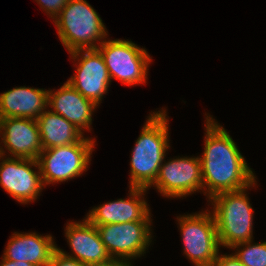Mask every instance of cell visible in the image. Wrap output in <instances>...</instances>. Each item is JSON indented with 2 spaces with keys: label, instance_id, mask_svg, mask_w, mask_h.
<instances>
[{
  "label": "cell",
  "instance_id": "cell-12",
  "mask_svg": "<svg viewBox=\"0 0 266 266\" xmlns=\"http://www.w3.org/2000/svg\"><path fill=\"white\" fill-rule=\"evenodd\" d=\"M4 146L16 158L38 159L43 150L38 123L31 118H2Z\"/></svg>",
  "mask_w": 266,
  "mask_h": 266
},
{
  "label": "cell",
  "instance_id": "cell-19",
  "mask_svg": "<svg viewBox=\"0 0 266 266\" xmlns=\"http://www.w3.org/2000/svg\"><path fill=\"white\" fill-rule=\"evenodd\" d=\"M251 241L235 244L232 248L245 246L243 250L235 253V256L245 266H266V242L259 244H251Z\"/></svg>",
  "mask_w": 266,
  "mask_h": 266
},
{
  "label": "cell",
  "instance_id": "cell-4",
  "mask_svg": "<svg viewBox=\"0 0 266 266\" xmlns=\"http://www.w3.org/2000/svg\"><path fill=\"white\" fill-rule=\"evenodd\" d=\"M244 191L224 192L211 198L219 245L232 248L252 239L253 209Z\"/></svg>",
  "mask_w": 266,
  "mask_h": 266
},
{
  "label": "cell",
  "instance_id": "cell-18",
  "mask_svg": "<svg viewBox=\"0 0 266 266\" xmlns=\"http://www.w3.org/2000/svg\"><path fill=\"white\" fill-rule=\"evenodd\" d=\"M43 150L78 143L83 135L63 116L45 111L36 119Z\"/></svg>",
  "mask_w": 266,
  "mask_h": 266
},
{
  "label": "cell",
  "instance_id": "cell-6",
  "mask_svg": "<svg viewBox=\"0 0 266 266\" xmlns=\"http://www.w3.org/2000/svg\"><path fill=\"white\" fill-rule=\"evenodd\" d=\"M100 43L96 49L103 57L110 79L116 78L130 86L145 82L151 61L145 49H140L132 41L120 39Z\"/></svg>",
  "mask_w": 266,
  "mask_h": 266
},
{
  "label": "cell",
  "instance_id": "cell-5",
  "mask_svg": "<svg viewBox=\"0 0 266 266\" xmlns=\"http://www.w3.org/2000/svg\"><path fill=\"white\" fill-rule=\"evenodd\" d=\"M94 142L82 138L78 143L42 150L37 161L43 184L80 176L89 164Z\"/></svg>",
  "mask_w": 266,
  "mask_h": 266
},
{
  "label": "cell",
  "instance_id": "cell-3",
  "mask_svg": "<svg viewBox=\"0 0 266 266\" xmlns=\"http://www.w3.org/2000/svg\"><path fill=\"white\" fill-rule=\"evenodd\" d=\"M55 19L58 36L69 53L96 49L99 46L94 42L107 36L102 19L85 0H69Z\"/></svg>",
  "mask_w": 266,
  "mask_h": 266
},
{
  "label": "cell",
  "instance_id": "cell-11",
  "mask_svg": "<svg viewBox=\"0 0 266 266\" xmlns=\"http://www.w3.org/2000/svg\"><path fill=\"white\" fill-rule=\"evenodd\" d=\"M82 51L85 54L81 60L78 59L80 62L76 70L77 73L67 82L81 95L97 105L102 100L103 94L107 92L111 79L103 57L97 49L77 50L70 54L73 59H76Z\"/></svg>",
  "mask_w": 266,
  "mask_h": 266
},
{
  "label": "cell",
  "instance_id": "cell-16",
  "mask_svg": "<svg viewBox=\"0 0 266 266\" xmlns=\"http://www.w3.org/2000/svg\"><path fill=\"white\" fill-rule=\"evenodd\" d=\"M48 105V91L18 87L0 94V119H37Z\"/></svg>",
  "mask_w": 266,
  "mask_h": 266
},
{
  "label": "cell",
  "instance_id": "cell-17",
  "mask_svg": "<svg viewBox=\"0 0 266 266\" xmlns=\"http://www.w3.org/2000/svg\"><path fill=\"white\" fill-rule=\"evenodd\" d=\"M57 249L52 236H39L36 233H14L8 241L4 258L28 262L34 266H49L53 252Z\"/></svg>",
  "mask_w": 266,
  "mask_h": 266
},
{
  "label": "cell",
  "instance_id": "cell-24",
  "mask_svg": "<svg viewBox=\"0 0 266 266\" xmlns=\"http://www.w3.org/2000/svg\"><path fill=\"white\" fill-rule=\"evenodd\" d=\"M0 266H34V265L28 262H23V261L14 262L12 260H8L3 257V260Z\"/></svg>",
  "mask_w": 266,
  "mask_h": 266
},
{
  "label": "cell",
  "instance_id": "cell-1",
  "mask_svg": "<svg viewBox=\"0 0 266 266\" xmlns=\"http://www.w3.org/2000/svg\"><path fill=\"white\" fill-rule=\"evenodd\" d=\"M205 149L201 161L203 188L209 199L224 192L248 189L255 176L235 142L220 125L207 116Z\"/></svg>",
  "mask_w": 266,
  "mask_h": 266
},
{
  "label": "cell",
  "instance_id": "cell-10",
  "mask_svg": "<svg viewBox=\"0 0 266 266\" xmlns=\"http://www.w3.org/2000/svg\"><path fill=\"white\" fill-rule=\"evenodd\" d=\"M31 166L39 167L38 161L28 158L8 157L0 163L1 186L18 202L25 204L37 199L44 186L40 170L37 174L31 169Z\"/></svg>",
  "mask_w": 266,
  "mask_h": 266
},
{
  "label": "cell",
  "instance_id": "cell-7",
  "mask_svg": "<svg viewBox=\"0 0 266 266\" xmlns=\"http://www.w3.org/2000/svg\"><path fill=\"white\" fill-rule=\"evenodd\" d=\"M185 254L195 266H213L219 254L217 228L211 213H199L178 218Z\"/></svg>",
  "mask_w": 266,
  "mask_h": 266
},
{
  "label": "cell",
  "instance_id": "cell-21",
  "mask_svg": "<svg viewBox=\"0 0 266 266\" xmlns=\"http://www.w3.org/2000/svg\"><path fill=\"white\" fill-rule=\"evenodd\" d=\"M49 266H85L75 258L68 257L56 249L51 257Z\"/></svg>",
  "mask_w": 266,
  "mask_h": 266
},
{
  "label": "cell",
  "instance_id": "cell-9",
  "mask_svg": "<svg viewBox=\"0 0 266 266\" xmlns=\"http://www.w3.org/2000/svg\"><path fill=\"white\" fill-rule=\"evenodd\" d=\"M165 197H182L203 188L200 158H177L162 164L155 182Z\"/></svg>",
  "mask_w": 266,
  "mask_h": 266
},
{
  "label": "cell",
  "instance_id": "cell-15",
  "mask_svg": "<svg viewBox=\"0 0 266 266\" xmlns=\"http://www.w3.org/2000/svg\"><path fill=\"white\" fill-rule=\"evenodd\" d=\"M52 93L48 90V105L53 107V113L63 116L80 131L90 127L92 111L98 105L81 95L68 82Z\"/></svg>",
  "mask_w": 266,
  "mask_h": 266
},
{
  "label": "cell",
  "instance_id": "cell-13",
  "mask_svg": "<svg viewBox=\"0 0 266 266\" xmlns=\"http://www.w3.org/2000/svg\"><path fill=\"white\" fill-rule=\"evenodd\" d=\"M145 191V188L130 187V196H132L130 199L107 202L92 209L86 219L96 227L133 221H150L147 203L140 199Z\"/></svg>",
  "mask_w": 266,
  "mask_h": 266
},
{
  "label": "cell",
  "instance_id": "cell-8",
  "mask_svg": "<svg viewBox=\"0 0 266 266\" xmlns=\"http://www.w3.org/2000/svg\"><path fill=\"white\" fill-rule=\"evenodd\" d=\"M150 221L97 226L101 242L111 258L124 260L142 255L151 241ZM114 256V257H113ZM118 256V257H117Z\"/></svg>",
  "mask_w": 266,
  "mask_h": 266
},
{
  "label": "cell",
  "instance_id": "cell-20",
  "mask_svg": "<svg viewBox=\"0 0 266 266\" xmlns=\"http://www.w3.org/2000/svg\"><path fill=\"white\" fill-rule=\"evenodd\" d=\"M38 4H40L45 11H47L48 15L52 18H56L60 11L66 6L69 0H36Z\"/></svg>",
  "mask_w": 266,
  "mask_h": 266
},
{
  "label": "cell",
  "instance_id": "cell-14",
  "mask_svg": "<svg viewBox=\"0 0 266 266\" xmlns=\"http://www.w3.org/2000/svg\"><path fill=\"white\" fill-rule=\"evenodd\" d=\"M66 237L75 256H69L61 249L62 254L75 258L85 266L97 265L111 259L106 247L101 242L98 229L87 219L82 223H70L66 226Z\"/></svg>",
  "mask_w": 266,
  "mask_h": 266
},
{
  "label": "cell",
  "instance_id": "cell-2",
  "mask_svg": "<svg viewBox=\"0 0 266 266\" xmlns=\"http://www.w3.org/2000/svg\"><path fill=\"white\" fill-rule=\"evenodd\" d=\"M153 113L143 126L131 157V187L148 189L155 182L168 145V119Z\"/></svg>",
  "mask_w": 266,
  "mask_h": 266
},
{
  "label": "cell",
  "instance_id": "cell-22",
  "mask_svg": "<svg viewBox=\"0 0 266 266\" xmlns=\"http://www.w3.org/2000/svg\"><path fill=\"white\" fill-rule=\"evenodd\" d=\"M213 266H245L234 254L233 255H217Z\"/></svg>",
  "mask_w": 266,
  "mask_h": 266
},
{
  "label": "cell",
  "instance_id": "cell-23",
  "mask_svg": "<svg viewBox=\"0 0 266 266\" xmlns=\"http://www.w3.org/2000/svg\"><path fill=\"white\" fill-rule=\"evenodd\" d=\"M92 266H130V263H128L126 260H119V259H114L111 258L110 260L97 264V265H92Z\"/></svg>",
  "mask_w": 266,
  "mask_h": 266
},
{
  "label": "cell",
  "instance_id": "cell-25",
  "mask_svg": "<svg viewBox=\"0 0 266 266\" xmlns=\"http://www.w3.org/2000/svg\"><path fill=\"white\" fill-rule=\"evenodd\" d=\"M3 155H4V151L2 148H0V158H2Z\"/></svg>",
  "mask_w": 266,
  "mask_h": 266
}]
</instances>
